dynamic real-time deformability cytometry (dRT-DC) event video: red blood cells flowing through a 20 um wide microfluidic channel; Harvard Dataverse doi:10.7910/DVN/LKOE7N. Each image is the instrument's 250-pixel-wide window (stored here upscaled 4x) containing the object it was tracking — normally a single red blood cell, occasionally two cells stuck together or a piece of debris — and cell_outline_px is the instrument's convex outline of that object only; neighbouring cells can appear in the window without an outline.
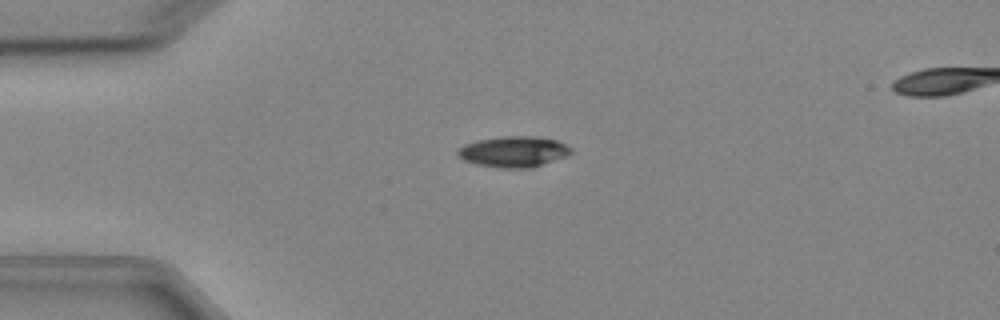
{"species": "Egyptian fruit bat (a non-hibernating species)", "species_latin": "Rousettus aegyptiacus", "temperature_condition": "cold", "stored_images_in_passage": 5, "camera_frame_rate_fps": 3000, "um_per_image_px": 0.085, "animal": {"sex": "female"}, "frame": {"image": 1, "passage_image": 2, "time_ms": 1.0, "image_size_px": [1000, 320], "cell_outline_px": [[572, 152], [568, 156], [532, 168], [500, 168], [476, 164], [464, 160], [456, 152], [464, 144], [480, 140], [504, 136], [532, 136], [556, 140], [572, 148]], "centroid_in_image_um": [43.69, 12.9], "position_along_channel_um": 41.3, "area_um2": 20.29}}
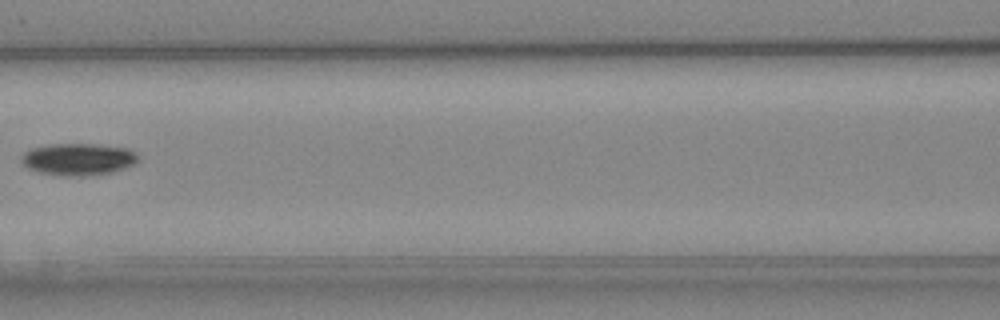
{"frame": {"image": 2, "passage_image": 5, "time_ms": 4.667, "image_size_px": [1000, 320], "cell_outline_px": [[140, 160], [124, 168], [112, 172], [84, 176], [64, 176], [40, 172], [28, 168], [20, 160], [20, 156], [24, 152], [32, 148], [52, 144], [96, 144], [128, 148], [136, 152], [140, 156]], "centroid_in_image_um": [6.67, 13.53], "position_along_channel_um": 159.9, "area_um2": 21.85}}